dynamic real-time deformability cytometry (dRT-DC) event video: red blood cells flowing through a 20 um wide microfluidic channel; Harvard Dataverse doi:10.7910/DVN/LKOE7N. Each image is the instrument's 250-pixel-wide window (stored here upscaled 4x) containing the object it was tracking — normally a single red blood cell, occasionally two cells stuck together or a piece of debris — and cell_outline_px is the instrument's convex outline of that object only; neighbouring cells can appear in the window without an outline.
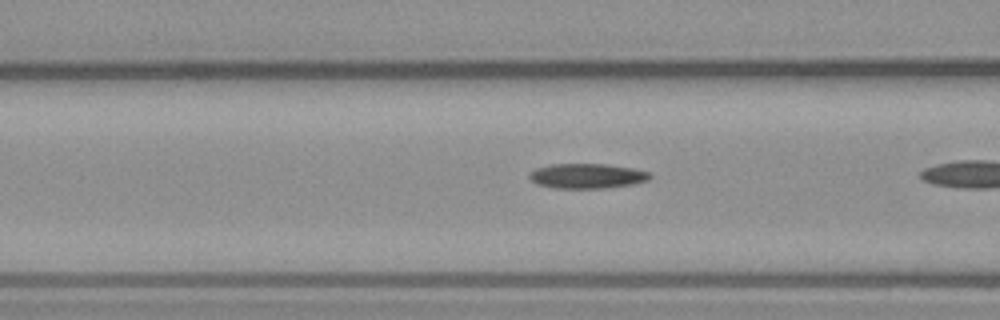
{"species": "common noctule bat (a hibernating species)", "species_latin": "Nyctalus noctula", "temperature_condition": "warm", "stored_images_in_passage": 14, "camera_frame_rate_fps": 3000, "um_per_image_px": 0.085, "animal": {"sex": "male", "body_mass_g": 23.1, "forearm_length_mm": 52.7}, "frame": {"image": 1, "passage_image": 7, "time_ms": 2.0, "image_size_px": [1000, 320], "cell_outline_px": [[652, 176], [648, 180], [632, 184], [604, 188], [556, 188], [536, 184], [528, 176], [528, 172], [536, 168], [548, 164], [604, 164], [632, 168], [648, 172]], "centroid_in_image_um": [49.85, 14.95], "position_along_channel_um": 116.8, "area_um2": 17.46}}
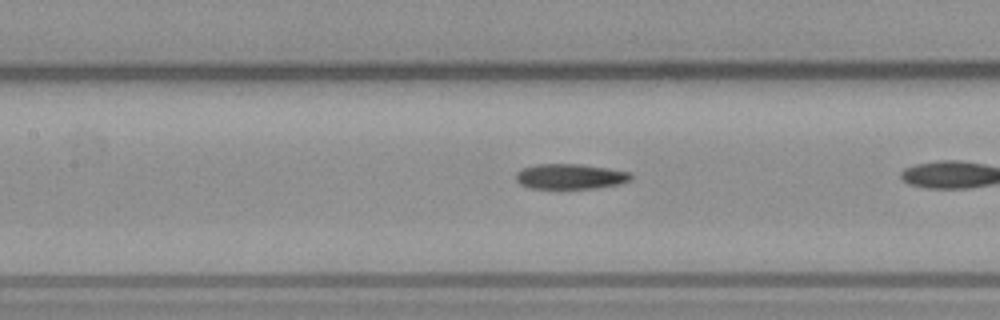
{"frame": {"image": 2, "passage_image": 10, "time_ms": 3.0, "image_size_px": [1000, 320], "cell_outline_px": [[632, 180], [620, 184], [596, 188], [528, 188], [520, 184], [516, 180], [516, 172], [524, 168], [536, 164], [580, 164], [608, 168], [632, 172]], "centroid_in_image_um": [48.5, 15.0], "position_along_channel_um": 158.9, "area_um2": 16.99}}